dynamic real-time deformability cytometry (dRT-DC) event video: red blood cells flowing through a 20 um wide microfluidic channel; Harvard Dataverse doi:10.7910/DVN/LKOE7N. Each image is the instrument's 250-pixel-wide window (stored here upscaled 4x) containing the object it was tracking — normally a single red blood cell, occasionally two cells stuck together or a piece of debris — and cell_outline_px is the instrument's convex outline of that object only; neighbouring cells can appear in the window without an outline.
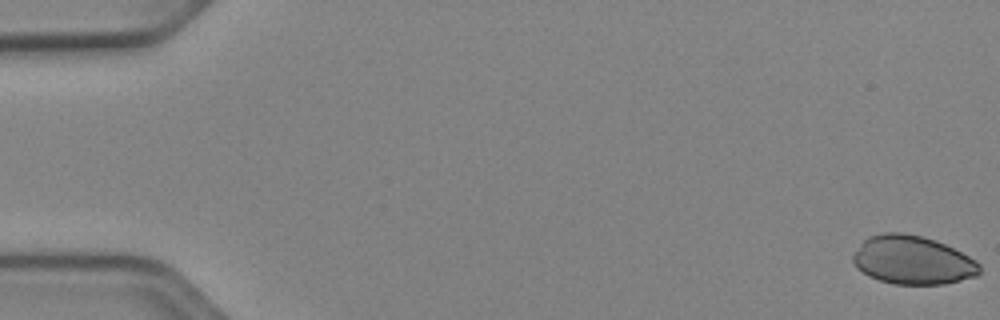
{"species": "Egyptian fruit bat (a non-hibernating species)", "species_latin": "Rousettus aegyptiacus", "temperature_condition": "cold", "stored_images_in_passage": 52, "camera_frame_rate_fps": 3000, "um_per_image_px": 0.085, "animal": {"sex": "female"}, "frame": {"image": 1, "passage_image": 1, "time_ms": 0.0, "image_size_px": [1000, 320], "cell_outline_px": [[980, 272], [976, 276], [944, 284], [892, 284], [868, 276], [856, 268], [852, 260], [852, 256], [860, 244], [868, 236], [884, 232], [904, 232], [936, 240], [976, 260], [980, 264]], "centroid_in_image_um": [77.54, 22.11], "position_along_channel_um": 7.5, "area_um2": 35.84}}